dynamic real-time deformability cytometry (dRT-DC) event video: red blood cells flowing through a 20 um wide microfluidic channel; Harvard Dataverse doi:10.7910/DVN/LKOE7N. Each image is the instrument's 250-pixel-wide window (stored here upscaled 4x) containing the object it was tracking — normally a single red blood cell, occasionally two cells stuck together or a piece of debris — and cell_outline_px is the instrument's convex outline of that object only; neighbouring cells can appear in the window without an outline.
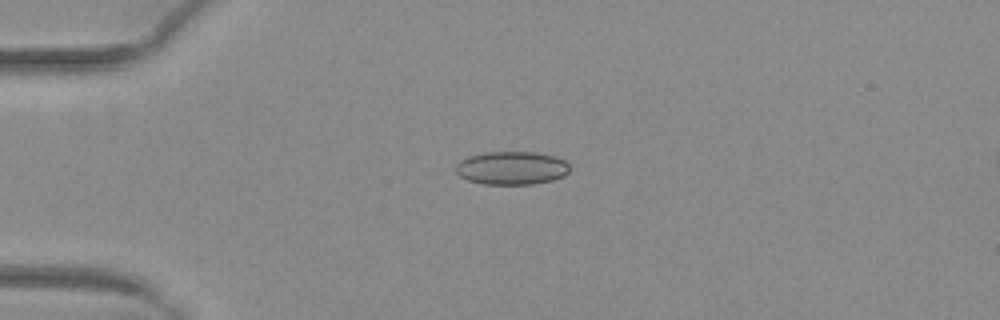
{"species": "common noctule bat (a hibernating species)", "species_latin": "Nyctalus noctula", "temperature_condition": "warm", "stored_images_in_passage": 39, "camera_frame_rate_fps": 3000, "um_per_image_px": 0.085, "animal": {"sex": "female", "body_mass_g": 29.2, "forearm_length_mm": 56.3}, "frame": {"image": 1, "passage_image": 1, "time_ms": 0.0, "image_size_px": [1000, 320], "cell_outline_px": [[568, 172], [564, 176], [552, 180], [532, 184], [484, 184], [468, 180], [460, 176], [456, 172], [456, 164], [460, 160], [468, 156], [488, 152], [536, 152], [556, 156], [564, 160], [568, 164]], "centroid_in_image_um": [43.49, 14.27], "position_along_channel_um": 41.5, "area_um2": 22.08}}
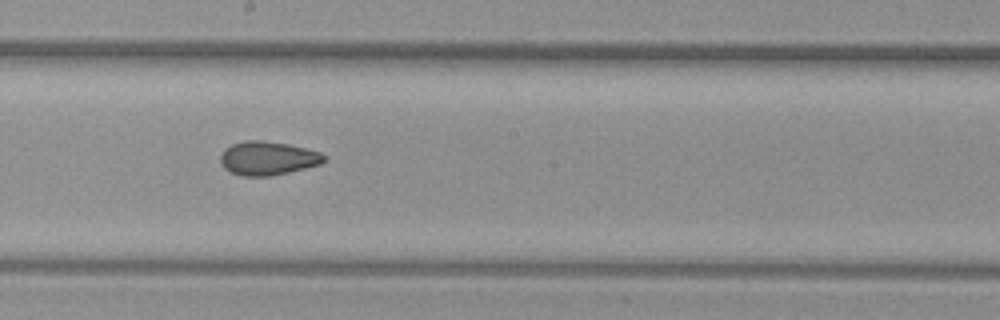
{"frame": {"image": 2, "passage_image": 17, "time_ms": 5.333, "image_size_px": [1000, 320], "cell_outline_px": [[328, 160], [320, 164], [272, 176], [240, 176], [224, 168], [220, 164], [220, 156], [224, 148], [232, 144], [244, 140], [260, 140], [288, 144], [320, 152], [328, 156]], "centroid_in_image_um": [22.75, 13.45], "position_along_channel_um": 225.4, "area_um2": 20.52}}
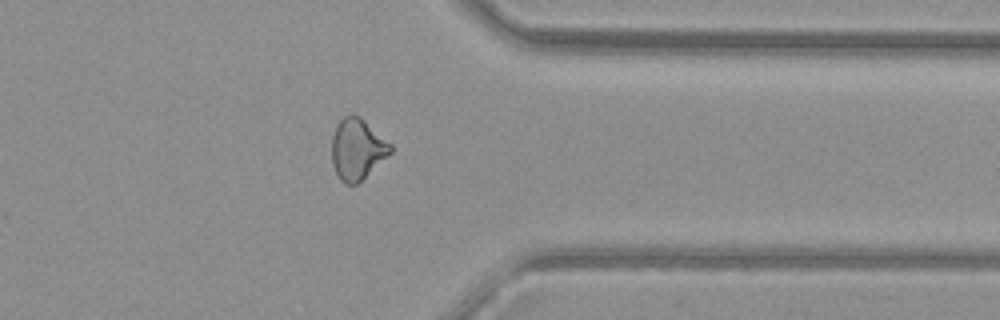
{"frame": {"image": 3, "passage_image": 29, "time_ms": 9.333, "image_size_px": [1000, 320], "cell_outline_px": [[392, 152], [356, 184], [344, 184], [340, 180], [332, 164], [332, 136], [336, 124], [344, 116], [360, 116], [392, 144]], "centroid_in_image_um": [30.36, 12.67], "position_along_channel_um": 381.0, "area_um2": 20.69}, "authors_computed_cell_mechanics": {"area_um2": 20.6924, "velocity_mm_per_s": 4.0548, "shape_relaxation_time_tau1_ms": null, "shape_relaxation_time_tau2_ms": 2.2937, "deformation_change_tau1": null, "deformation_change_tau2": 0.0838}}